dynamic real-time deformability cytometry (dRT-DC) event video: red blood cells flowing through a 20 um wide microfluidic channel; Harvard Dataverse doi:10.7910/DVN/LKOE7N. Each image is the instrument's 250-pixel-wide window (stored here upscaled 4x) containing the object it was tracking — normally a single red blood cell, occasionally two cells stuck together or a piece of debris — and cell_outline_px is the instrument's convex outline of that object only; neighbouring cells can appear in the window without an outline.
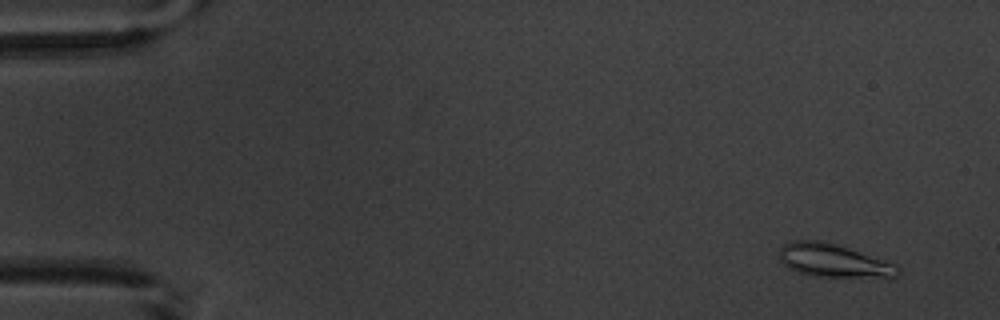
{"species": "common noctule bat (a hibernating species)", "species_latin": "Nyctalus noctula", "temperature_condition": "warm", "stored_images_in_passage": 5, "camera_frame_rate_fps": 3000, "um_per_image_px": 0.085, "animal": {"sex": "male", "body_mass_g": 20.1, "forearm_length_mm": 53.5}, "frame": {"image": 1, "passage_image": 1, "time_ms": 0.0, "image_size_px": [1000, 320], "cell_outline_px": [[900, 272], [896, 276], [888, 280], [816, 276], [796, 272], [788, 268], [780, 260], [776, 252], [784, 244], [792, 240], [816, 240], [836, 244], [896, 264], [900, 268]], "centroid_in_image_um": [70.89, 22.2], "position_along_channel_um": 14.1, "area_um2": 23.76}}
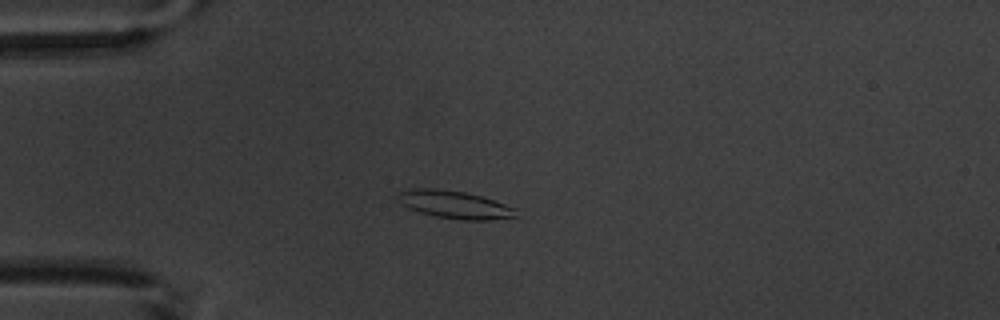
{"frame": {"image": 2, "passage_image": 4, "time_ms": 3.667, "image_size_px": [1000, 320], "cell_outline_px": [[516, 216], [488, 220], [460, 220], [436, 216], [420, 212], [408, 208], [396, 196], [400, 192], [416, 188], [432, 188], [464, 192], [480, 196], [516, 208]], "centroid_in_image_um": [38.65, 17.4], "position_along_channel_um": 46.4, "area_um2": 18.67}}